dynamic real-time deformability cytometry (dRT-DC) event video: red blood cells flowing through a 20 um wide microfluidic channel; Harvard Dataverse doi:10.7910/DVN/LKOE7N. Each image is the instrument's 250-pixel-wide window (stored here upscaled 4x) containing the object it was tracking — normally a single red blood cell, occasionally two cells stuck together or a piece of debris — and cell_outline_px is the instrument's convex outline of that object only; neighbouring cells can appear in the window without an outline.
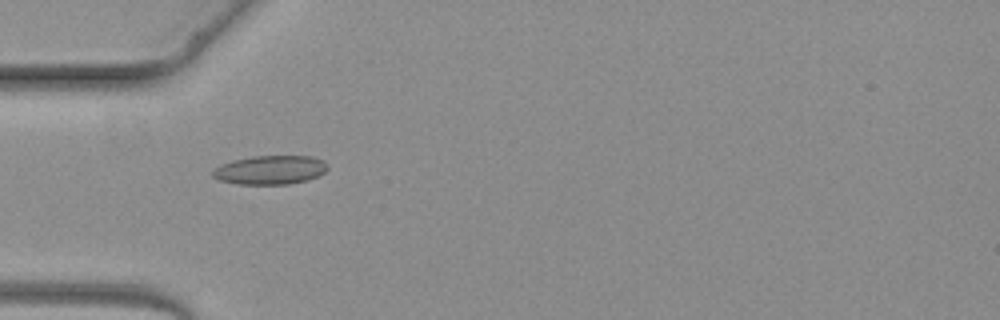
{"species": "common noctule bat (a hibernating species)", "species_latin": "Nyctalus noctula", "temperature_condition": "warm", "stored_images_in_passage": 1, "camera_frame_rate_fps": 3000, "um_per_image_px": 0.085, "animal": {"sex": "female", "body_mass_g": 19.3, "forearm_length_mm": 54.1}, "frame": {"image": 1, "passage_image": 1, "time_ms": 0.0, "image_size_px": [1000, 320], "cell_outline_px": [[328, 168], [324, 172], [308, 180], [288, 184], [236, 184], [220, 180], [212, 176], [212, 168], [220, 164], [232, 160], [252, 156], [312, 156], [324, 160], [328, 164]], "centroid_in_image_um": [22.95, 14.43], "position_along_channel_um": 62.1, "area_um2": 19.54}}